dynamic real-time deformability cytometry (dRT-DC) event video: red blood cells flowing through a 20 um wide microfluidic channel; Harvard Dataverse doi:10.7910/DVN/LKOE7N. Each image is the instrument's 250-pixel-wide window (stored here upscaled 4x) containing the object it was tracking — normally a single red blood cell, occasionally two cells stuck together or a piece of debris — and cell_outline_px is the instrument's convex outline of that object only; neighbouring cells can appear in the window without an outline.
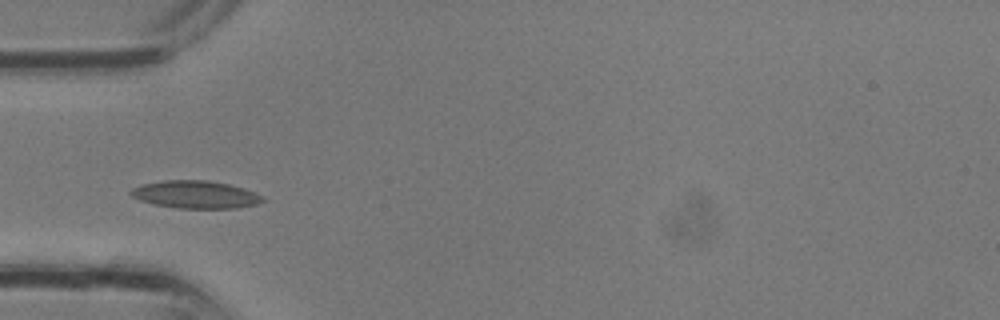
{"species": "common noctule bat (a hibernating species)", "species_latin": "Nyctalus noctula", "temperature_condition": "room temperature", "stored_images_in_passage": 3, "camera_frame_rate_fps": 3000, "um_per_image_px": 0.085, "animal": {"sex": "male", "body_mass_g": 13.3}, "frame": {"image": 1, "passage_image": 3, "time_ms": 0.667, "image_size_px": [1000, 320], "cell_outline_px": [[264, 200], [256, 204], [236, 208], [176, 208], [152, 204], [140, 200], [132, 196], [128, 192], [132, 188], [140, 184], [164, 180], [208, 180], [228, 184], [244, 188], [264, 196]], "centroid_in_image_um": [16.59, 16.53], "position_along_channel_um": 68.4, "area_um2": 21.33}}